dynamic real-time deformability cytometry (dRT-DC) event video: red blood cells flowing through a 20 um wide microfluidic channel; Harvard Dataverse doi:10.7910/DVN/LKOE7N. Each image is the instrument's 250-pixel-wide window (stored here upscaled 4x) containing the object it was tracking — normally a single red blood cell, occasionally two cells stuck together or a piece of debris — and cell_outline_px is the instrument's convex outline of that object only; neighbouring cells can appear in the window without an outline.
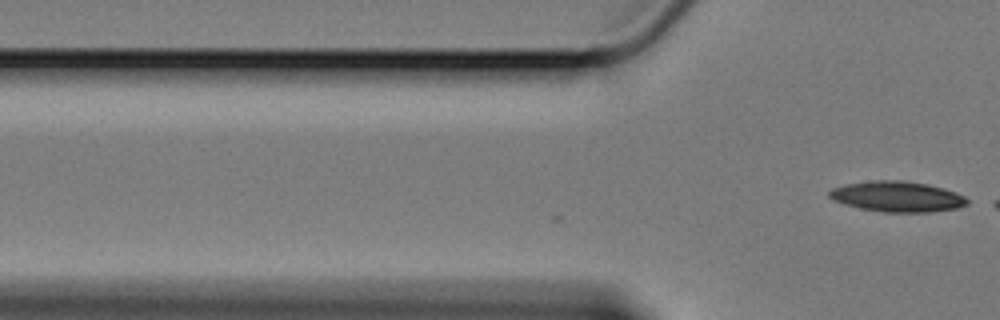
{"species": "Egyptian fruit bat (a non-hibernating species)", "species_latin": "Rousettus aegyptiacus", "temperature_condition": "cold", "stored_images_in_passage": 8, "camera_frame_rate_fps": 3000, "um_per_image_px": 0.085, "animal": {"sex": "female"}, "frame": {"image": 1, "passage_image": 8, "time_ms": 2.333, "image_size_px": [1000, 320], "cell_outline_px": [[968, 204], [956, 208], [928, 212], [884, 212], [860, 208], [844, 204], [832, 200], [828, 196], [828, 192], [832, 188], [844, 184], [872, 180], [904, 180], [928, 184], [944, 188], [956, 192], [964, 196], [968, 200]], "centroid_in_image_um": [76.24, 16.7], "position_along_channel_um": 49.6, "area_um2": 24.68}}